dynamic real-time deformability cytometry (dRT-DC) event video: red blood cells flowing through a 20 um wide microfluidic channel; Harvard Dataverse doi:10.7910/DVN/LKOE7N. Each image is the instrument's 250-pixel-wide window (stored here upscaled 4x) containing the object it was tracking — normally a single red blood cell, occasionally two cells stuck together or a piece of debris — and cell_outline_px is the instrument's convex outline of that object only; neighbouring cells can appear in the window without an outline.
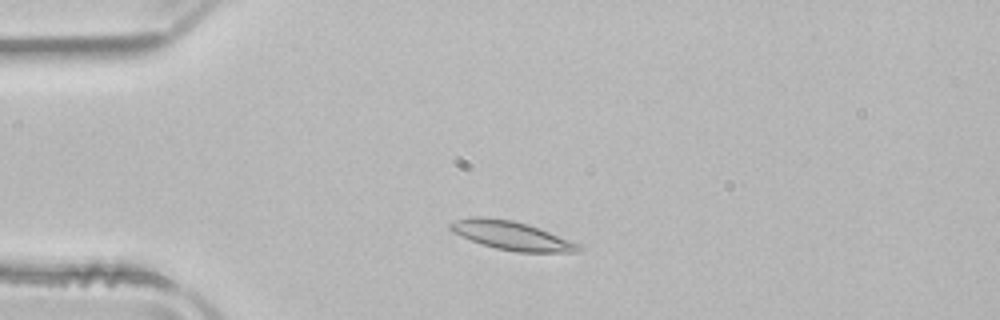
{"species": "common noctule bat (a hibernating species)", "species_latin": "Nyctalus noctula", "temperature_condition": "room temperature", "stored_images_in_passage": 4, "camera_frame_rate_fps": 3000, "um_per_image_px": 0.085, "animal": {"sex": "male", "body_mass_g": 21.5, "forearm_length_mm": 52.0}, "frame": {"image": 1, "passage_image": 2, "time_ms": 0.333, "image_size_px": [1000, 320], "cell_outline_px": [[584, 248], [576, 252], [516, 252], [496, 248], [480, 244], [452, 232], [448, 228], [448, 224], [456, 220], [468, 216], [484, 216], [512, 220], [528, 224], [540, 228], [580, 244]], "centroid_in_image_um": [43.46, 20.01], "position_along_channel_um": 41.5, "area_um2": 21.68}}
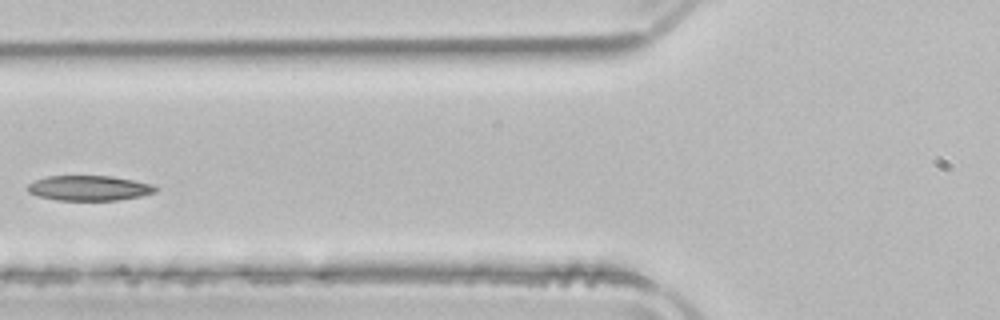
{"frame": {"image": 2, "passage_image": 4, "time_ms": 1.0, "image_size_px": [1000, 320], "cell_outline_px": [[160, 188], [156, 192], [140, 196], [116, 200], [56, 200], [40, 196], [28, 192], [28, 184], [36, 180], [48, 176], [112, 176], [152, 184]], "centroid_in_image_um": [7.61, 15.98], "position_along_channel_um": 118.2, "area_um2": 18.55}}